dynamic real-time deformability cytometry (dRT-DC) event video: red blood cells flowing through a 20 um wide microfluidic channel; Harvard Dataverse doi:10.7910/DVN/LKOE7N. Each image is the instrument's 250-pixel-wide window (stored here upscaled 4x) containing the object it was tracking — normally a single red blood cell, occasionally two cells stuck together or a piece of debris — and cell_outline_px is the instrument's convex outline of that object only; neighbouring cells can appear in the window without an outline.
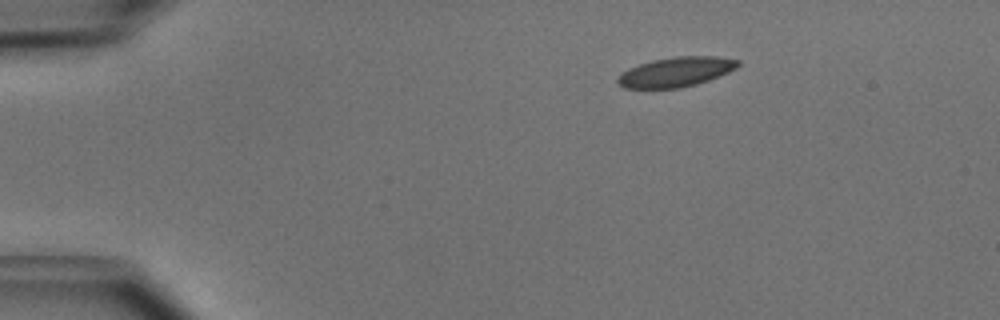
{"species": "common noctule bat (a hibernating species)", "species_latin": "Nyctalus noctula", "temperature_condition": "cold", "stored_images_in_passage": 43, "camera_frame_rate_fps": 3000, "um_per_image_px": 0.085, "animal": {"sex": "male", "body_mass_g": 15.6}, "frame": {"image": 1, "passage_image": 1, "time_ms": 0.0, "image_size_px": [1000, 320], "cell_outline_px": [[740, 64], [736, 68], [728, 72], [708, 80], [696, 84], [680, 88], [624, 88], [616, 80], [620, 72], [628, 68], [652, 60], [676, 56], [716, 56], [740, 60]], "centroid_in_image_um": [57.44, 6.11], "position_along_channel_um": 27.6, "area_um2": 20.81}}
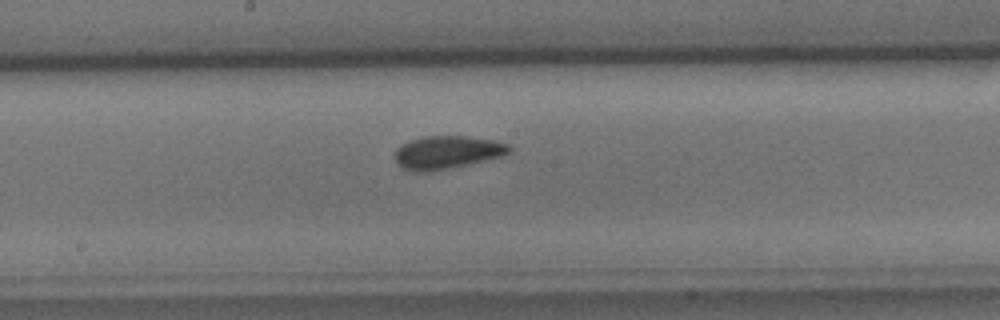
{"frame": {"image": 2, "passage_image": 20, "time_ms": 6.333, "image_size_px": [1000, 320], "cell_outline_px": [[512, 152], [500, 156], [448, 168], [428, 172], [412, 172], [396, 164], [396, 148], [400, 144], [408, 140], [424, 136], [464, 136], [492, 140], [508, 144], [512, 148]], "centroid_in_image_um": [37.95, 12.94], "position_along_channel_um": 210.3, "area_um2": 21.85}}
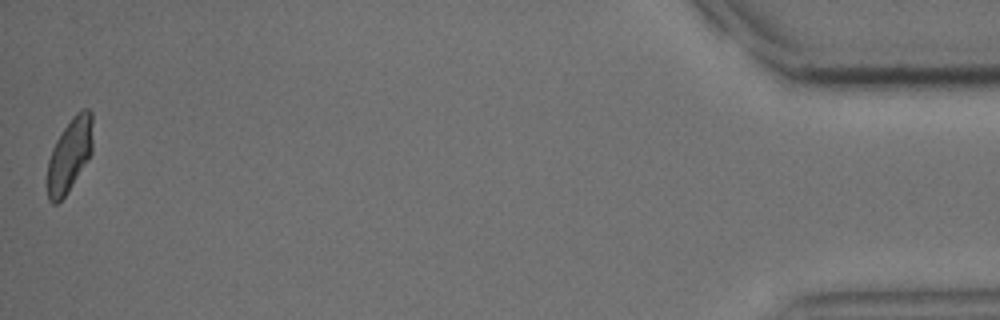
{"frame": {"image": 3, "passage_image": 43, "time_ms": 14.0, "image_size_px": [1000, 320], "cell_outline_px": [[92, 152], [88, 160], [68, 192], [56, 204], [52, 204], [48, 200], [48, 160], [52, 148], [56, 140], [72, 116], [80, 108], [88, 108], [92, 112]], "centroid_in_image_um": [5.93, 13.14], "position_along_channel_um": 429.3, "area_um2": 19.54}, "authors_computed_cell_mechanics": {"area_um2": 20.808, "velocity_mm_per_s": 3.9767, "shape_relaxation_time_tau1_ms": 3.6806, "shape_relaxation_time_tau2_ms": 1.5601, "deformation_change_tau1": 0.1022, "deformation_change_tau2": 0.0631}}